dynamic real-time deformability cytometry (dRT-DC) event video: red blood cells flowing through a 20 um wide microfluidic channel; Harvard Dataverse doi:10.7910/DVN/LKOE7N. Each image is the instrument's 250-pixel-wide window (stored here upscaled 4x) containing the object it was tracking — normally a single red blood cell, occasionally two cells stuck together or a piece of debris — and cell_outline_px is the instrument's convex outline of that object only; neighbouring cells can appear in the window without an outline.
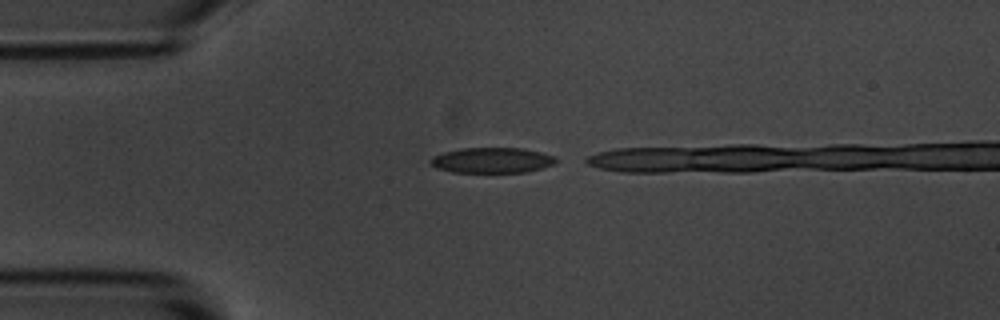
{"species": "common noctule bat (a hibernating species)", "species_latin": "Nyctalus noctula", "temperature_condition": "room temperature", "stored_images_in_passage": 7, "camera_frame_rate_fps": 3000, "um_per_image_px": 0.085, "animal": {"sex": "male", "body_mass_g": 20.1, "forearm_length_mm": 53.5}, "frame": {"image": 1, "passage_image": 1, "time_ms": 0.0, "image_size_px": [1000, 320], "cell_outline_px": [[556, 164], [524, 172], [452, 172], [436, 168], [428, 164], [428, 160], [432, 156], [444, 152], [460, 148], [524, 148], [556, 156]], "centroid_in_image_um": [41.78, 13.62], "position_along_channel_um": 43.2, "area_um2": 18.73}}